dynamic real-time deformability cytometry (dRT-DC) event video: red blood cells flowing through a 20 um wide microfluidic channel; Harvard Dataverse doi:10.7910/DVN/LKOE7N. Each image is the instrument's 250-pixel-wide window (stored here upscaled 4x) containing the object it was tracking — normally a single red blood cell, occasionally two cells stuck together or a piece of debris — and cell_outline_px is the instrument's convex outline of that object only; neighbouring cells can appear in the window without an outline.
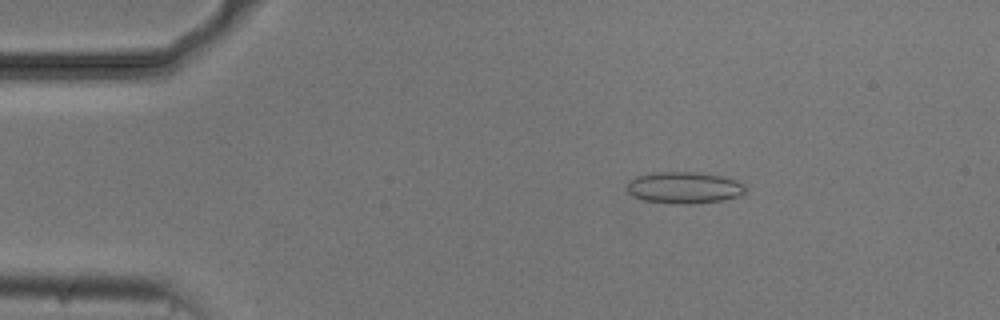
{"species": "common noctule bat (a hibernating species)", "species_latin": "Nyctalus noctula", "temperature_condition": "cold", "stored_images_in_passage": 54, "camera_frame_rate_fps": 3000, "um_per_image_px": 0.085, "animal": {"sex": "male", "body_mass_g": 20.5, "forearm_length_mm": 52.5}, "frame": {"image": 1, "passage_image": 9, "time_ms": 2.667, "image_size_px": [1000, 320], "cell_outline_px": [[744, 192], [740, 196], [720, 200], [688, 204], [676, 204], [644, 200], [632, 196], [628, 192], [628, 180], [636, 176], [656, 172], [692, 172], [720, 176], [736, 180], [744, 184]], "centroid_in_image_um": [58.11, 15.95], "position_along_channel_um": 26.9, "area_um2": 21.62}}
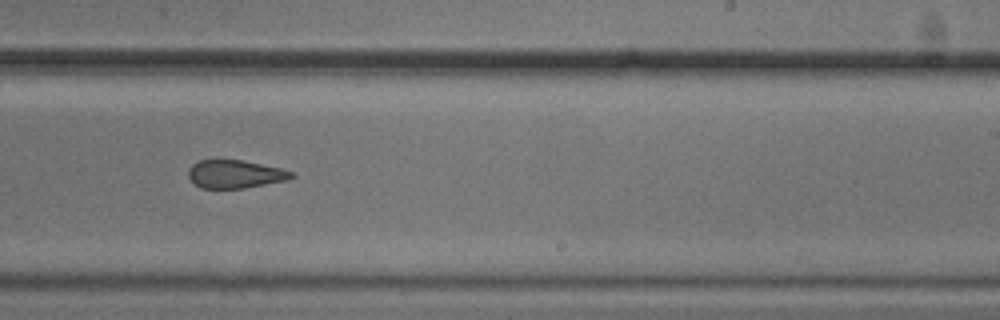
{"frame": {"image": 2, "passage_image": 33, "time_ms": 10.667, "image_size_px": [1000, 320], "cell_outline_px": [[296, 176], [288, 180], [244, 188], [200, 188], [188, 176], [188, 172], [192, 164], [200, 160], [244, 160], [280, 168], [292, 172]], "centroid_in_image_um": [20.0, 14.8], "position_along_channel_um": 269.0, "area_um2": 16.82}}
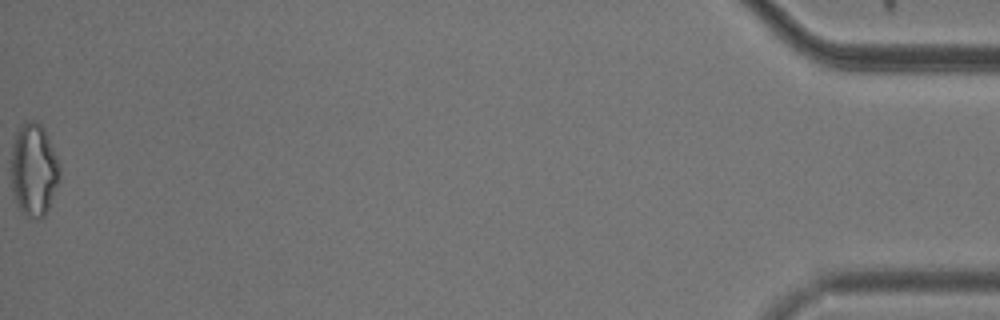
{"frame": {"image": 3, "passage_image": 54, "time_ms": 17.667, "image_size_px": [1000, 320], "cell_outline_px": [[60, 180], [48, 208], [44, 216], [36, 220], [28, 216], [20, 208], [12, 196], [12, 144], [20, 128], [24, 124], [32, 120], [36, 120], [44, 128], [60, 164]], "centroid_in_image_um": [2.9, 14.46], "position_along_channel_um": 432.3, "area_um2": 26.01}, "authors_computed_cell_mechanics": {"area_um2": 19.5942, "velocity_mm_per_s": 3.7681, "shape_relaxation_time_tau1_ms": null, "shape_relaxation_time_tau2_ms": 2.0997, "deformation_change_tau1": null, "deformation_change_tau2": 0.0889}}